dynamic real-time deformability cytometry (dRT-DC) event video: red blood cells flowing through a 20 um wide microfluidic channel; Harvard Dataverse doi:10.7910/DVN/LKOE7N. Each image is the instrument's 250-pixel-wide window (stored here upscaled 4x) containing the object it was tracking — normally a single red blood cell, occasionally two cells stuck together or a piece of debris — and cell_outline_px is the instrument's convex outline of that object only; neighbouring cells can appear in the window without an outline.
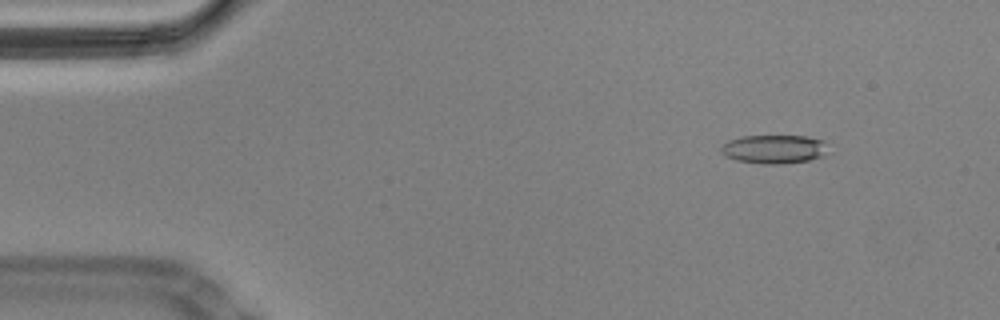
{"species": "Egyptian fruit bat (a non-hibernating species)", "species_latin": "Rousettus aegyptiacus", "temperature_condition": "cold", "stored_images_in_passage": 58, "camera_frame_rate_fps": 3000, "um_per_image_px": 0.085, "animal": {"sex": "male"}, "frame": {"image": 1, "passage_image": 7, "time_ms": 2.0, "image_size_px": [1000, 320], "cell_outline_px": [[824, 156], [808, 160], [784, 164], [764, 164], [736, 160], [724, 156], [720, 152], [720, 148], [728, 140], [744, 136], [808, 136], [824, 140]], "centroid_in_image_um": [65.75, 12.68], "position_along_channel_um": 19.3, "area_um2": 17.86}}
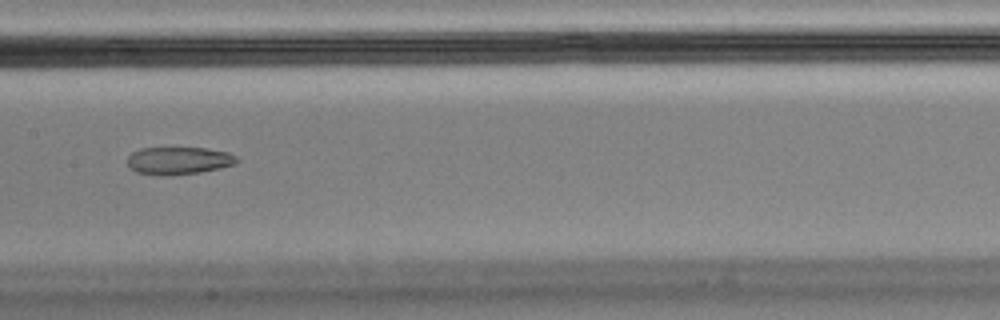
{"frame": {"image": 2, "passage_image": 29, "time_ms": 9.333, "image_size_px": [1000, 320], "cell_outline_px": [[240, 160], [236, 164], [220, 168], [200, 172], [160, 176], [136, 172], [128, 164], [128, 156], [132, 152], [140, 148], [208, 148], [228, 152], [236, 156]], "centroid_in_image_um": [15.21, 13.65], "position_along_channel_um": 192.2, "area_um2": 17.63}}
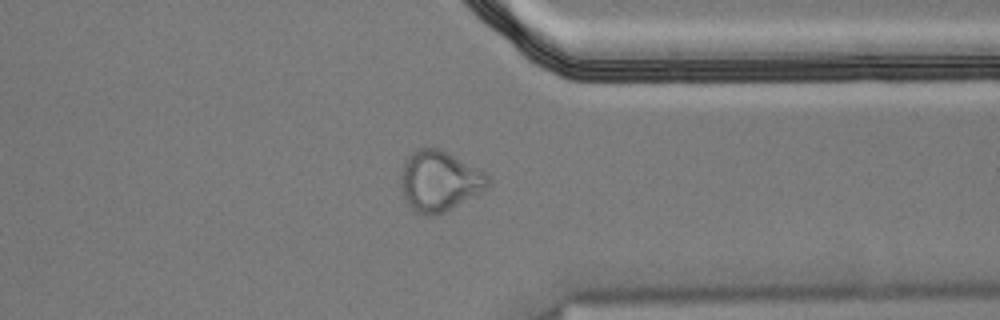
{"frame": {"image": 3, "passage_image": 45, "time_ms": 14.667, "image_size_px": [1000, 320], "cell_outline_px": [[492, 180], [484, 188], [452, 208], [436, 216], [432, 216], [416, 212], [408, 204], [404, 196], [400, 184], [400, 176], [404, 160], [416, 148], [440, 148], [480, 168]], "centroid_in_image_um": [37.31, 15.35], "position_along_channel_um": 374.1, "area_um2": 30.58}, "authors_computed_cell_mechanics": {"area_um2": 19.0451, "velocity_mm_per_s": 3.478, "shape_relaxation_time_tau1_ms": null, "shape_relaxation_time_tau2_ms": 5.0829, "deformation_change_tau1": null, "deformation_change_tau2": 0.1197}}